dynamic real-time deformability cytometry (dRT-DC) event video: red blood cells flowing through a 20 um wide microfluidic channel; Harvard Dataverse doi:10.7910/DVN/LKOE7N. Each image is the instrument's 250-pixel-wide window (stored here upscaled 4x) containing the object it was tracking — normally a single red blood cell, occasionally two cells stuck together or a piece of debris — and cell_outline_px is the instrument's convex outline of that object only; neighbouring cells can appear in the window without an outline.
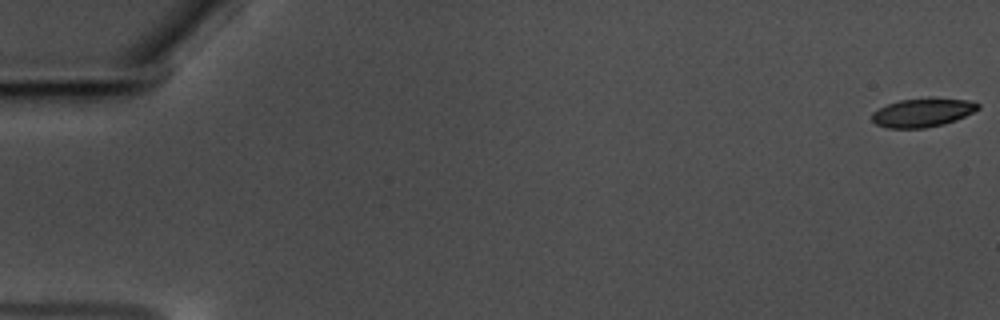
{"species": "common noctule bat (a hibernating species)", "species_latin": "Nyctalus noctula", "temperature_condition": "warm", "stored_images_in_passage": 59, "camera_frame_rate_fps": 3000, "um_per_image_px": 0.085, "animal": {"sex": "male", "body_mass_g": 17.5, "forearm_length_mm": 52.3}, "frame": {"image": 1, "passage_image": 1, "time_ms": 0.0, "image_size_px": [1000, 320], "cell_outline_px": [[980, 108], [956, 120], [944, 124], [924, 128], [888, 128], [876, 124], [872, 120], [872, 112], [888, 104], [900, 100], [928, 96], [932, 96], [968, 100], [980, 104]], "centroid_in_image_um": [78.44, 9.54], "position_along_channel_um": 6.6, "area_um2": 18.03}}
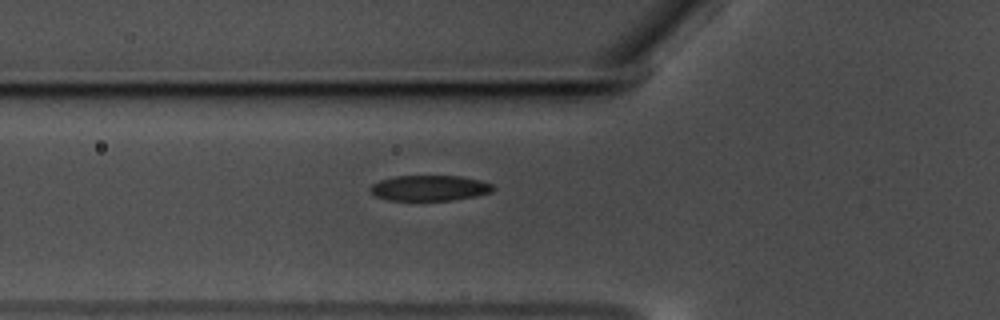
{"frame": {"image": 2, "passage_image": 22, "time_ms": 7.0, "image_size_px": [1000, 320], "cell_outline_px": [[496, 188], [492, 192], [476, 196], [452, 200], [388, 200], [376, 196], [368, 188], [372, 184], [380, 180], [396, 176], [460, 176], [484, 180], [492, 184]], "centroid_in_image_um": [36.56, 15.98], "position_along_channel_um": 89.2, "area_um2": 18.38}}
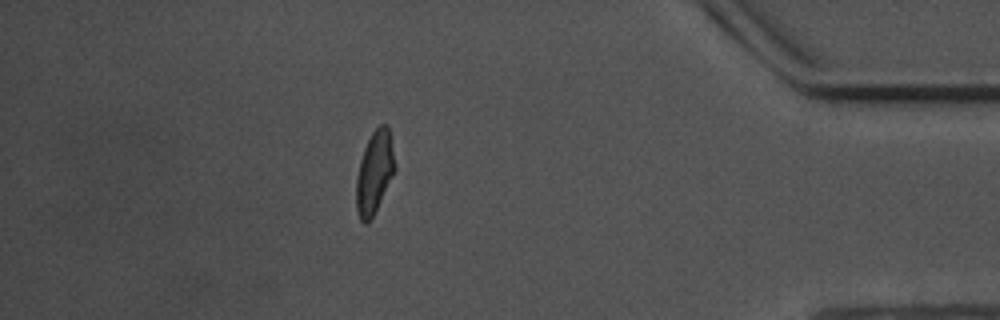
{"frame": {"image": 3, "passage_image": 52, "time_ms": 17.0, "image_size_px": [1000, 320], "cell_outline_px": [[396, 168], [368, 224], [364, 224], [360, 220], [356, 208], [356, 176], [360, 160], [364, 148], [372, 132], [380, 124], [388, 124]], "centroid_in_image_um": [31.81, 14.63], "position_along_channel_um": 403.4, "area_um2": 18.32}, "authors_computed_cell_mechanics": {"area_um2": 18.7272, "velocity_mm_per_s": 3.544, "shape_relaxation_time_tau1_ms": 3.6239, "shape_relaxation_time_tau2_ms": 1.8835, "deformation_change_tau1": 0.1418, "deformation_change_tau2": 0.0816}}